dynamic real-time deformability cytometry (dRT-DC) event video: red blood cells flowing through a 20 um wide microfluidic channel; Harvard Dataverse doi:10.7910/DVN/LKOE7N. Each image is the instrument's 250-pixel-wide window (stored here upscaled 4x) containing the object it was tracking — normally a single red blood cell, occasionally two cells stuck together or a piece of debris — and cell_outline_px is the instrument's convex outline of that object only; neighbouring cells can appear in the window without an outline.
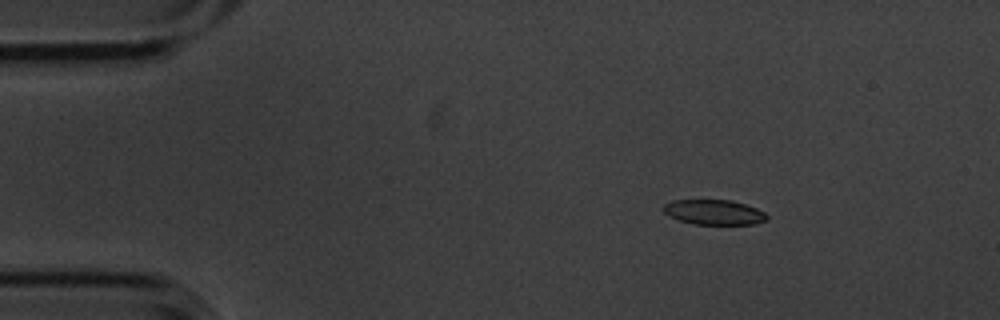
{"species": "common noctule bat (a hibernating species)", "species_latin": "Nyctalus noctula", "temperature_condition": "cold", "stored_images_in_passage": 4, "camera_frame_rate_fps": 3000, "um_per_image_px": 0.085, "animal": {"sex": "male", "body_mass_g": 20.1, "forearm_length_mm": 53.5}, "frame": {"image": 1, "passage_image": 2, "time_ms": 0.333, "image_size_px": [1000, 320], "cell_outline_px": [[768, 220], [752, 224], [692, 224], [668, 216], [664, 212], [664, 204], [672, 200], [732, 200], [756, 208], [764, 212], [768, 216]], "centroid_in_image_um": [60.69, 18.04], "position_along_channel_um": 24.3, "area_um2": 15.03}}